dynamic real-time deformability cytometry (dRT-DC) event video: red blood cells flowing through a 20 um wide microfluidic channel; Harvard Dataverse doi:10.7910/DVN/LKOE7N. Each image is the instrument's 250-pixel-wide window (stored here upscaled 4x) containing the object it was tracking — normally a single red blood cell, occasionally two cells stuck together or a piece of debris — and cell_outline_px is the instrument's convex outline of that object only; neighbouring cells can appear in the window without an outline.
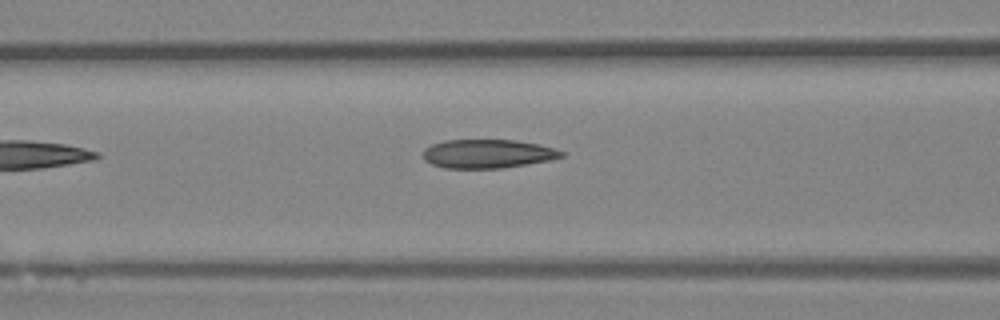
{"species": "Egyptian fruit bat (a non-hibernating species)", "species_latin": "Rousettus aegyptiacus", "temperature_condition": "room temperature", "stored_images_in_passage": 3, "camera_frame_rate_fps": 3000, "um_per_image_px": 0.085, "animal": {"sex": "female"}, "frame": {"image": 1, "passage_image": 3, "time_ms": 0.667, "image_size_px": [1000, 320], "cell_outline_px": [[564, 156], [548, 160], [528, 164], [500, 168], [444, 168], [432, 164], [424, 160], [424, 148], [432, 144], [444, 140], [516, 140], [536, 144], [552, 148], [564, 152]], "centroid_in_image_um": [41.41, 13.07], "position_along_channel_um": 125.2, "area_um2": 23.0}}